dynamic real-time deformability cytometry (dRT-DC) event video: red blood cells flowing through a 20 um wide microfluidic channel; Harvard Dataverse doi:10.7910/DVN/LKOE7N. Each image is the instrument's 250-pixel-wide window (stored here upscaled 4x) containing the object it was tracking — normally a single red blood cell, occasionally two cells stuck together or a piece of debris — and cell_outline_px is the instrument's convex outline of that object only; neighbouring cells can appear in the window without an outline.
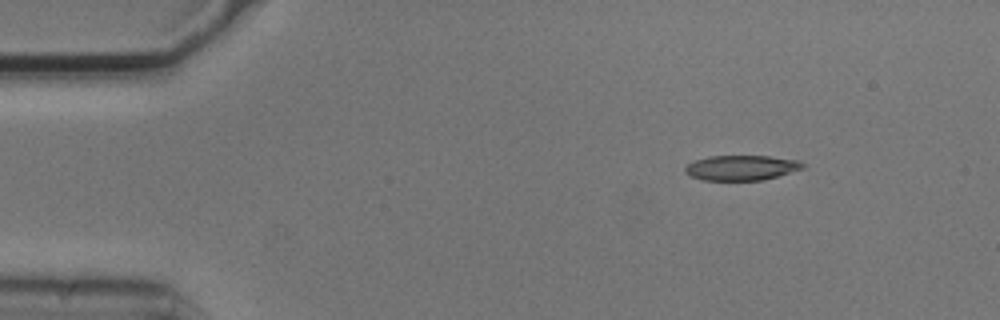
{"species": "common noctule bat (a hibernating species)", "species_latin": "Nyctalus noctula", "temperature_condition": "cold", "stored_images_in_passage": 4, "camera_frame_rate_fps": 3000, "um_per_image_px": 0.085, "animal": {"sex": "male", "body_mass_g": 20.5, "forearm_length_mm": 52.5}, "frame": {"image": 1, "passage_image": 1, "time_ms": 0.0, "image_size_px": [1000, 320], "cell_outline_px": [[804, 168], [764, 180], [704, 180], [692, 176], [684, 172], [684, 168], [688, 164], [696, 160], [712, 156], [768, 156], [800, 160], [804, 164]], "centroid_in_image_um": [63.04, 14.26], "position_along_channel_um": 22.0, "area_um2": 17.05}}
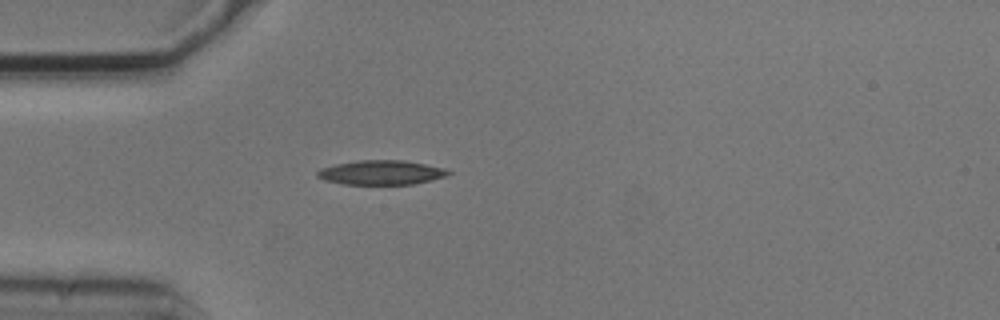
{"frame": {"image": 2, "passage_image": 3, "time_ms": 0.667, "image_size_px": [1000, 320], "cell_outline_px": [[452, 172], [448, 176], [432, 180], [412, 184], [344, 184], [324, 180], [316, 176], [316, 172], [320, 168], [336, 164], [360, 160], [404, 160], [444, 168]], "centroid_in_image_um": [32.41, 14.66], "position_along_channel_um": 52.6, "area_um2": 18.61}}